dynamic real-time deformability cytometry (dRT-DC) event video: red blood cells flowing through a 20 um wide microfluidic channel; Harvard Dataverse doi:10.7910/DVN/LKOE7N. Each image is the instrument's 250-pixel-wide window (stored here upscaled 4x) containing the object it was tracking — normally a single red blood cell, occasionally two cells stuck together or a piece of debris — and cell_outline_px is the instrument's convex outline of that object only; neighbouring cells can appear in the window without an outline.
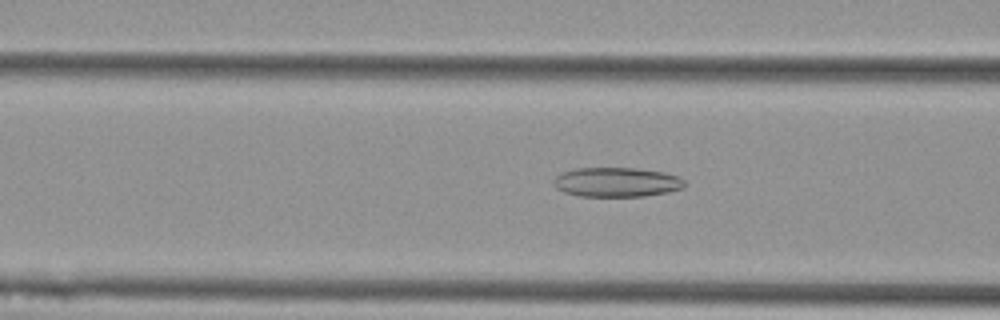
{"species": "Egyptian fruit bat (a non-hibernating species)", "species_latin": "Rousettus aegyptiacus", "temperature_condition": "cold", "stored_images_in_passage": 56, "camera_frame_rate_fps": 3000, "um_per_image_px": 0.085, "animal": {"sex": "female"}, "frame": {"image": 1, "passage_image": 22, "time_ms": 7.0, "image_size_px": [1000, 320], "cell_outline_px": [[684, 188], [668, 192], [644, 196], [580, 196], [564, 192], [556, 188], [552, 180], [560, 172], [576, 168], [636, 168], [664, 172], [680, 176], [684, 180]], "centroid_in_image_um": [52.41, 15.47], "position_along_channel_um": 114.2, "area_um2": 22.66}}
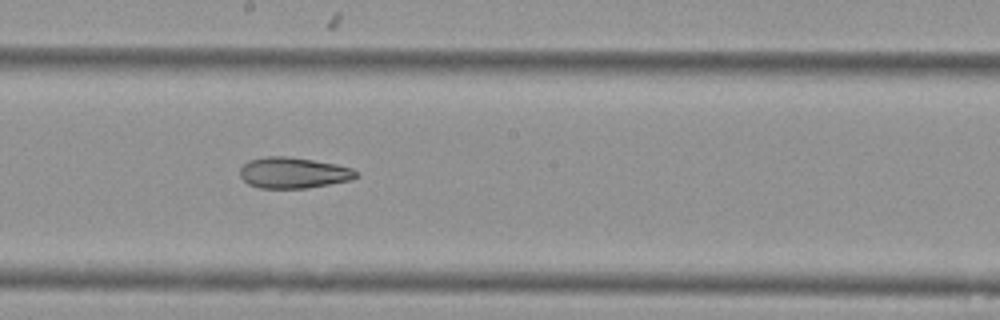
{"frame": {"image": 2, "passage_image": 31, "time_ms": 10.0, "image_size_px": [1000, 320], "cell_outline_px": [[356, 176], [352, 180], [308, 188], [260, 188], [248, 184], [240, 176], [240, 168], [248, 160], [268, 156], [284, 156], [312, 160], [336, 164], [352, 168], [356, 172]], "centroid_in_image_um": [24.91, 14.69], "position_along_channel_um": 223.3, "area_um2": 20.87}}
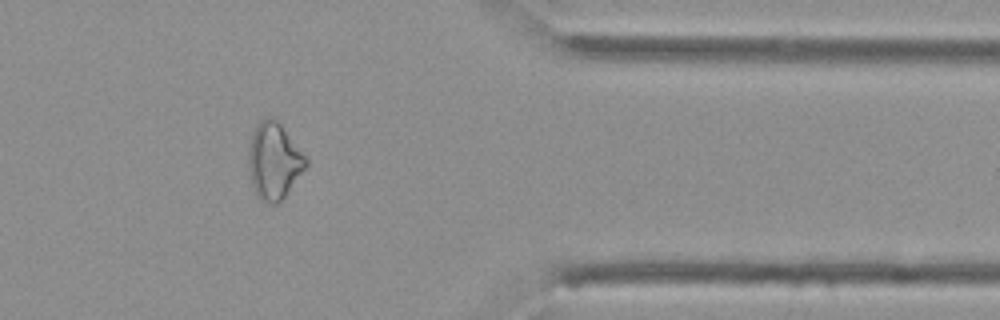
{"frame": {"image": 3, "passage_image": 46, "time_ms": 15.0, "image_size_px": [1000, 320], "cell_outline_px": [[308, 164], [284, 196], [276, 204], [272, 204], [260, 200], [256, 196], [248, 168], [248, 152], [252, 132], [256, 124], [260, 120], [268, 116], [272, 116], [280, 124], [308, 160]], "centroid_in_image_um": [23.25, 13.67], "position_along_channel_um": 388.1, "area_um2": 25.26}, "authors_computed_cell_mechanics": {"area_um2": 25.9522, "velocity_mm_per_s": 3.6362, "shape_relaxation_time_tau1_ms": null, "shape_relaxation_time_tau2_ms": 5.9621, "deformation_change_tau1": null, "deformation_change_tau2": 0.1531}}